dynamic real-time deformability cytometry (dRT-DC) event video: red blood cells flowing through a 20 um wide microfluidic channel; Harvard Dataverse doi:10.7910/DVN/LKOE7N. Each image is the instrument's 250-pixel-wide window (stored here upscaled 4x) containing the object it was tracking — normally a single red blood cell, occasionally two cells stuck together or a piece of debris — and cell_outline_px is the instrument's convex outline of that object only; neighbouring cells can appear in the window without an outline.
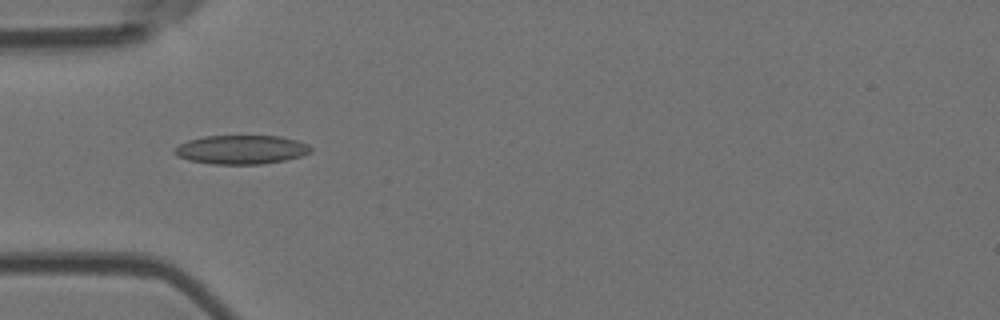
{"species": "Egyptian fruit bat (a non-hibernating species)", "species_latin": "Rousettus aegyptiacus", "temperature_condition": "room temperature", "stored_images_in_passage": 10, "camera_frame_rate_fps": 3000, "um_per_image_px": 0.085, "animal": {"sex": "female"}, "frame": {"image": 1, "passage_image": 5, "time_ms": 1.333, "image_size_px": [1000, 320], "cell_outline_px": [[312, 152], [300, 156], [284, 160], [260, 164], [212, 164], [188, 160], [176, 156], [172, 152], [180, 144], [188, 140], [204, 136], [280, 136], [296, 140], [308, 144], [312, 148]], "centroid_in_image_um": [20.49, 12.72], "position_along_channel_um": 64.5, "area_um2": 22.95}}
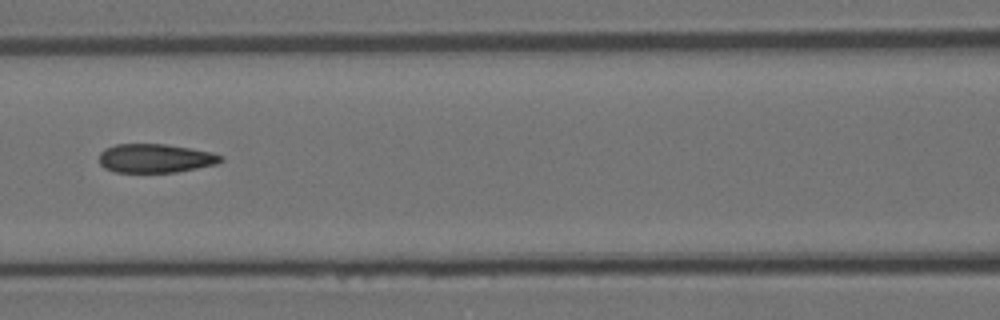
{"frame": {"image": 2, "passage_image": 7, "time_ms": 2.0, "image_size_px": [1000, 320], "cell_outline_px": [[224, 160], [216, 164], [176, 172], [116, 172], [104, 168], [100, 164], [100, 152], [104, 148], [116, 144], [164, 144], [212, 152], [224, 156]], "centroid_in_image_um": [13.2, 13.45], "position_along_channel_um": 153.4, "area_um2": 20.4}}
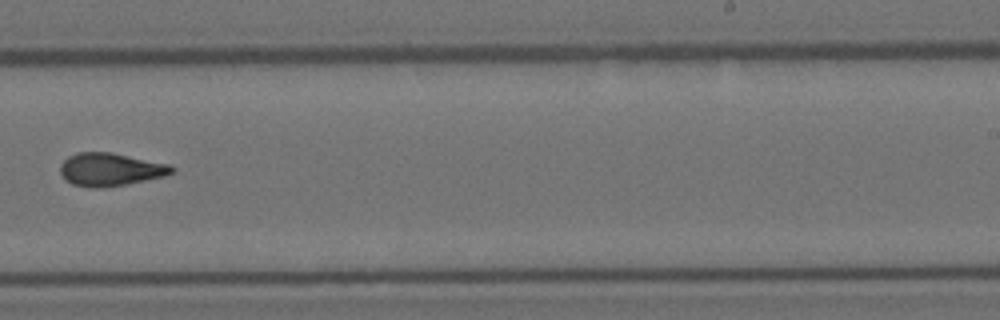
{"frame": {"image": 3, "passage_image": 10, "time_ms": 3.0, "image_size_px": [1000, 320], "cell_outline_px": [[176, 172], [164, 176], [124, 184], [96, 188], [88, 188], [72, 184], [64, 180], [60, 172], [60, 164], [68, 156], [76, 152], [112, 152], [168, 164], [176, 168]], "centroid_in_image_um": [9.35, 14.4], "position_along_channel_um": 279.7, "area_um2": 21.5}}